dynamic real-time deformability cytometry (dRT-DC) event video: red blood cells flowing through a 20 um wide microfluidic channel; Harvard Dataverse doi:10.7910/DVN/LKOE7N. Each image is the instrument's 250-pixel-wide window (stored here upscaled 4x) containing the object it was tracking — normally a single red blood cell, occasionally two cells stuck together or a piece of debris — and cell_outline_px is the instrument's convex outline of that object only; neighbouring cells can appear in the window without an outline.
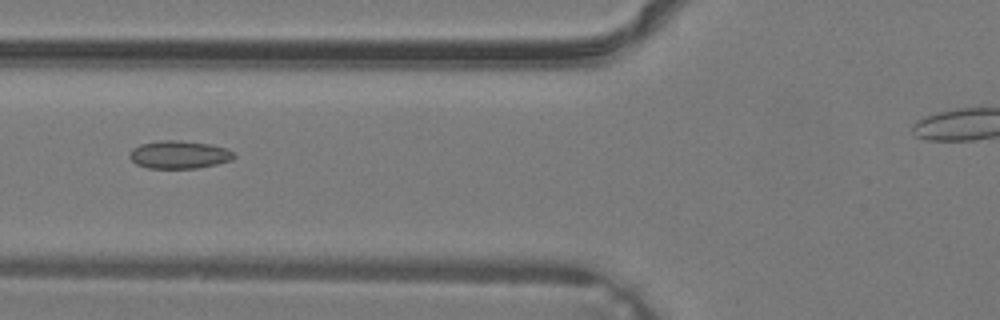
{"species": "common noctule bat (a hibernating species)", "species_latin": "Nyctalus noctula", "temperature_condition": "warm", "stored_images_in_passage": 35, "camera_frame_rate_fps": 3000, "um_per_image_px": 0.085, "animal": {"sex": "male", "body_mass_g": 19.2, "forearm_length_mm": 51.8}, "frame": {"image": 1, "passage_image": 16, "time_ms": 5.0, "image_size_px": [1000, 320], "cell_outline_px": [[236, 156], [232, 160], [216, 164], [196, 168], [148, 168], [136, 164], [128, 156], [132, 148], [140, 144], [160, 140], [180, 140], [208, 144], [224, 148], [232, 152]], "centroid_in_image_um": [15.19, 13.14], "position_along_channel_um": 110.6, "area_um2": 16.88}}
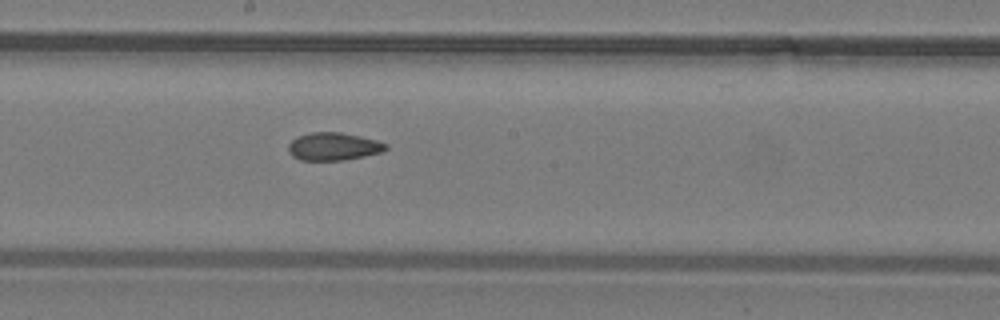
{"frame": {"image": 2, "passage_image": 22, "time_ms": 7.0, "image_size_px": [1000, 320], "cell_outline_px": [[388, 148], [384, 152], [344, 160], [300, 160], [292, 156], [288, 152], [288, 144], [296, 136], [308, 132], [340, 132], [360, 136], [376, 140], [388, 144]], "centroid_in_image_um": [28.33, 12.44], "position_along_channel_um": 219.9, "area_um2": 16.01}}
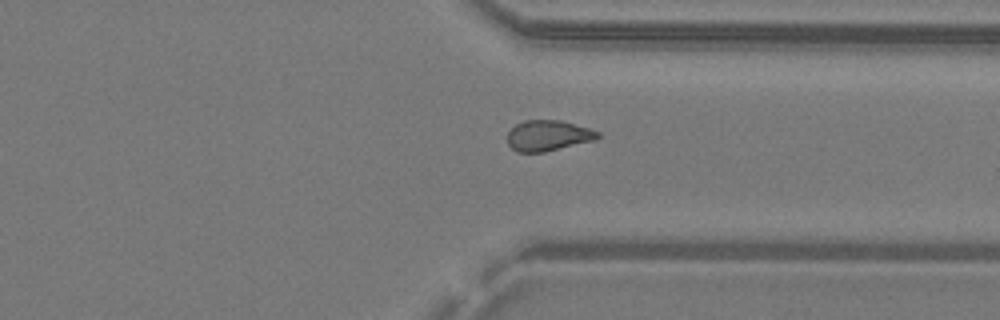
{"frame": {"image": 3, "passage_image": 30, "time_ms": 9.667, "image_size_px": [1000, 320], "cell_outline_px": [[600, 136], [596, 140], [544, 152], [516, 152], [508, 144], [508, 132], [516, 124], [524, 120], [560, 120], [588, 128], [600, 132]], "centroid_in_image_um": [46.59, 11.53], "position_along_channel_um": 364.8, "area_um2": 16.13}}